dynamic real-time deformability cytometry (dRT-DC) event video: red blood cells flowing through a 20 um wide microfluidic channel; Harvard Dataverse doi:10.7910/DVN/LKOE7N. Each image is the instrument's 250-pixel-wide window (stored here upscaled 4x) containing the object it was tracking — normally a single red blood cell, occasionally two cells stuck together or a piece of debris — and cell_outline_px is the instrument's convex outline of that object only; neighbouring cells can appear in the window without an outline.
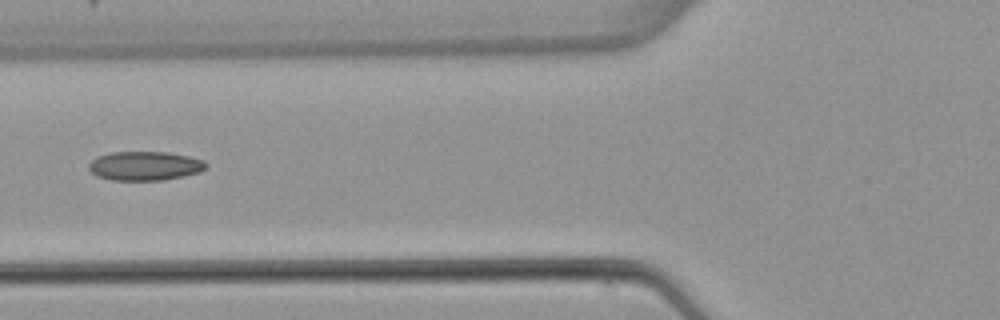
{"species": "common noctule bat (a hibernating species)", "species_latin": "Nyctalus noctula", "temperature_condition": "warm", "stored_images_in_passage": 5, "camera_frame_rate_fps": 3000, "um_per_image_px": 0.085, "animal": {"sex": "female", "body_mass_g": 22.7, "forearm_length_mm": 54.2}, "frame": {"image": 1, "passage_image": 5, "time_ms": 5.667, "image_size_px": [1000, 320], "cell_outline_px": [[208, 164], [200, 172], [164, 180], [112, 180], [96, 176], [88, 168], [88, 164], [96, 156], [112, 152], [168, 152], [188, 156], [204, 160]], "centroid_in_image_um": [12.29, 14.1], "position_along_channel_um": 113.5, "area_um2": 19.88}}